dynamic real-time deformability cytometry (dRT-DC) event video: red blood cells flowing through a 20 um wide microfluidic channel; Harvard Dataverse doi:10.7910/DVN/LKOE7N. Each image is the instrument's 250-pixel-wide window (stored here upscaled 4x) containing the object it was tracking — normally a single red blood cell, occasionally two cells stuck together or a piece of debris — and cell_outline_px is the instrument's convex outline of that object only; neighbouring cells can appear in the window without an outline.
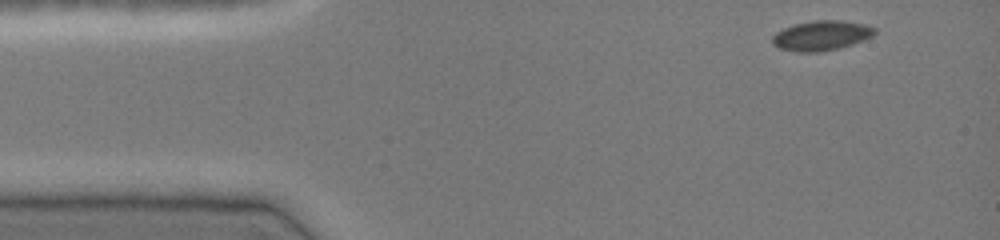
{"species": "common noctule bat (a hibernating species)", "species_latin": "Nyctalus noctula", "temperature_condition": "cold", "stored_images_in_passage": 41, "camera_frame_rate_fps": 3000, "um_per_image_px": 0.085, "animal": {"sex": "female", "body_mass_g": 19.0, "forearm_length_mm": 51.5}, "frame": {"image": 1, "passage_image": 1, "time_ms": 0.0, "image_size_px": [1000, 240], "cell_outline_px": [[876, 32], [872, 36], [864, 40], [840, 48], [816, 52], [796, 52], [780, 48], [772, 44], [772, 36], [776, 32], [784, 28], [796, 24], [812, 20], [840, 20], [864, 24], [876, 28]], "centroid_in_image_um": [69.82, 3.02], "position_along_channel_um": 15.2, "area_um2": 17.8}}
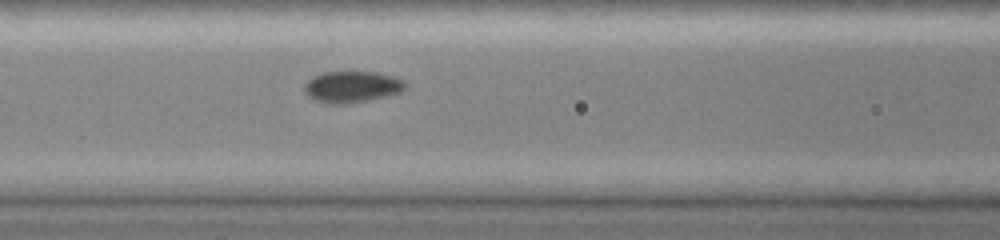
{"frame": {"image": 2, "passage_image": 16, "time_ms": 5.0, "image_size_px": [1000, 240], "cell_outline_px": [[408, 84], [400, 92], [368, 100], [344, 104], [336, 104], [316, 100], [308, 96], [304, 88], [304, 84], [312, 76], [324, 72], [376, 72], [392, 76], [404, 80]], "centroid_in_image_um": [29.91, 7.36], "position_along_channel_um": 136.7, "area_um2": 18.26}}
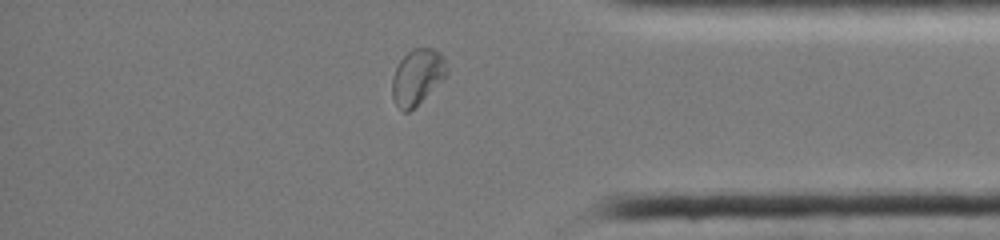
{"frame": {"image": 3, "passage_image": 36, "time_ms": 11.667, "image_size_px": [1000, 240], "cell_outline_px": [[448, 76], [408, 112], [404, 112], [396, 104], [392, 96], [392, 76], [400, 60], [412, 48], [432, 48], [440, 52], [444, 56], [448, 72]], "centroid_in_image_um": [35.49, 6.51], "position_along_channel_um": 399.7, "area_um2": 17.69}, "authors_computed_cell_mechanics": {"area_um2": 17.5712, "velocity_mm_per_s": 4.0624, "shape_relaxation_time_tau1_ms": 5.1693, "shape_relaxation_time_tau2_ms": null, "deformation_change_tau1": 0.0972, "deformation_change_tau2": null}}